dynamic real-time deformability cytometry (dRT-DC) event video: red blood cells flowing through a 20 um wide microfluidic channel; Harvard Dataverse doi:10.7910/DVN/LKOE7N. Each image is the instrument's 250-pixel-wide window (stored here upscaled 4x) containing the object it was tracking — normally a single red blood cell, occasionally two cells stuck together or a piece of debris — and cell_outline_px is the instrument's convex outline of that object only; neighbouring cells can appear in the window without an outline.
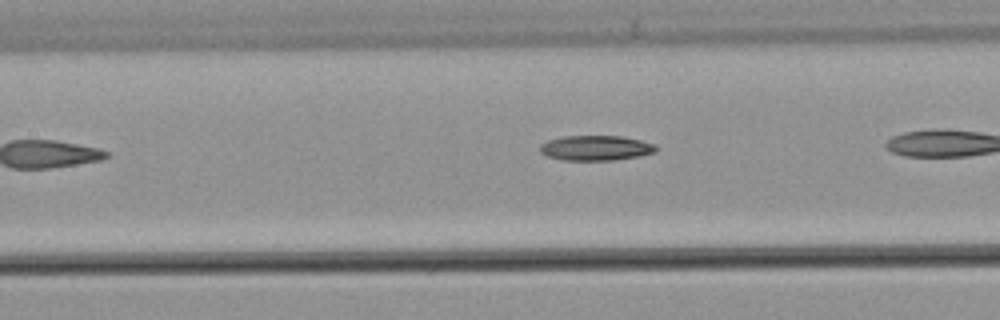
{"species": "common noctule bat (a hibernating species)", "species_latin": "Nyctalus noctula", "temperature_condition": "warm", "stored_images_in_passage": 9, "camera_frame_rate_fps": 3000, "um_per_image_px": 0.085, "animal": {"sex": "male", "body_mass_g": 21.5, "forearm_length_mm": 52.0}, "frame": {"image": 1, "passage_image": 4, "time_ms": 1.0, "image_size_px": [1000, 320], "cell_outline_px": [[656, 152], [640, 156], [612, 160], [564, 160], [548, 156], [540, 152], [540, 144], [548, 140], [564, 136], [620, 136], [640, 140], [656, 144]], "centroid_in_image_um": [50.65, 12.57], "position_along_channel_um": 156.7, "area_um2": 16.88}}